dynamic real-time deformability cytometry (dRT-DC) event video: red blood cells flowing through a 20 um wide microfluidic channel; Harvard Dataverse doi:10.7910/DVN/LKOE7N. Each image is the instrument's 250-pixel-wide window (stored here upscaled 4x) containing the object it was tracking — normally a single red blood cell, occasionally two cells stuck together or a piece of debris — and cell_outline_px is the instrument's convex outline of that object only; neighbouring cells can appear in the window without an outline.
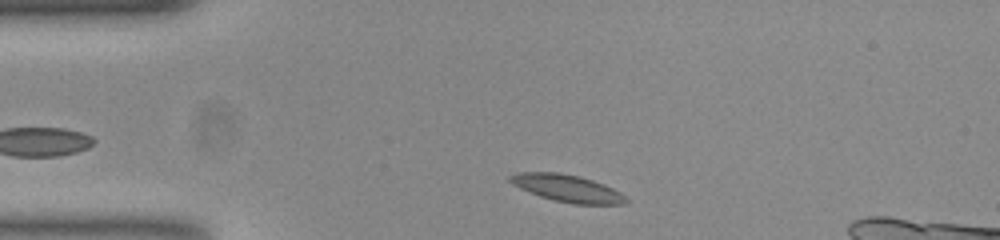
{"species": "common noctule bat (a hibernating species)", "species_latin": "Nyctalus noctula", "temperature_condition": "room temperature", "stored_images_in_passage": 47, "camera_frame_rate_fps": 3000, "um_per_image_px": 0.085, "animal": {"sex": "female", "body_mass_g": 23.0, "forearm_length_mm": 53.4}, "frame": {"image": 1, "passage_image": 3, "time_ms": 0.667, "image_size_px": [1000, 240], "cell_outline_px": [[628, 200], [624, 204], [572, 204], [552, 200], [540, 196], [520, 188], [512, 184], [508, 180], [508, 176], [520, 172], [560, 172], [580, 176], [604, 184], [620, 192]], "centroid_in_image_um": [48.19, 16.0], "position_along_channel_um": 36.8, "area_um2": 18.38}}
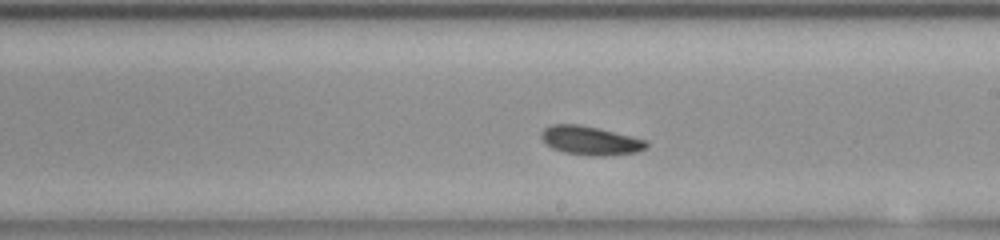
{"frame": {"image": 2, "passage_image": 22, "time_ms": 7.0, "image_size_px": [1000, 240], "cell_outline_px": [[648, 148], [636, 152], [604, 156], [596, 156], [564, 152], [552, 148], [540, 136], [540, 132], [544, 128], [552, 124], [580, 124], [648, 140]], "centroid_in_image_um": [50.19, 11.94], "position_along_channel_um": 238.8, "area_um2": 17.57}}
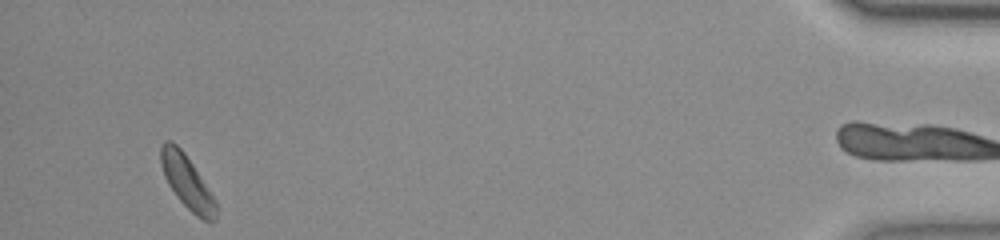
{"frame": {"image": 3, "passage_image": 43, "time_ms": 14.0, "image_size_px": [1000, 240], "cell_outline_px": [[216, 220], [212, 224], [196, 216], [176, 196], [168, 184], [164, 176], [160, 164], [160, 144], [164, 140], [172, 140], [184, 152], [216, 200]], "centroid_in_image_um": [15.88, 15.46], "position_along_channel_um": 419.3, "area_um2": 17.17}, "authors_computed_cell_mechanics": {"area_um2": 17.2244, "velocity_mm_per_s": 3.713, "shape_relaxation_time_tau1_ms": 4.7062, "shape_relaxation_time_tau2_ms": 3.9087, "deformation_change_tau1": 0.1034, "deformation_change_tau2": 0.0912}}